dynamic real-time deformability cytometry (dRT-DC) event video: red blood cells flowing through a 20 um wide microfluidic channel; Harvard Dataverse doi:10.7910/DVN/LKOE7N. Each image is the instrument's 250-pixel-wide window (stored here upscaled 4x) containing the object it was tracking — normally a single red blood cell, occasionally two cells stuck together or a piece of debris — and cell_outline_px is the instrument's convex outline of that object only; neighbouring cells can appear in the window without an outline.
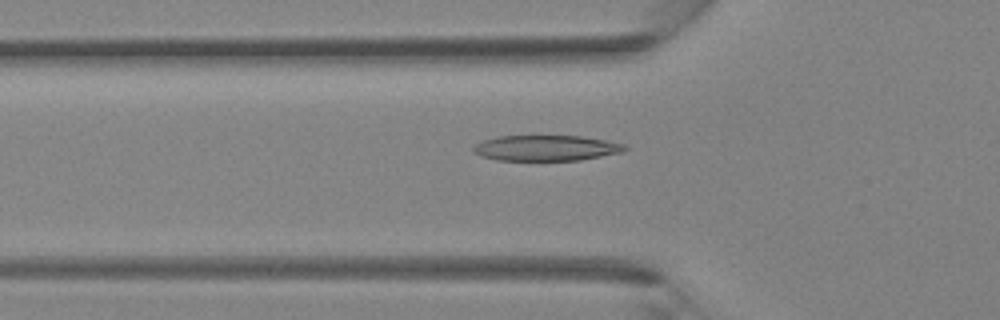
{"species": "Egyptian fruit bat (a non-hibernating species)", "species_latin": "Rousettus aegyptiacus", "temperature_condition": "room temperature", "stored_images_in_passage": 33, "camera_frame_rate_fps": 3000, "um_per_image_px": 0.085, "animal": {"sex": "female"}, "frame": {"image": 1, "passage_image": 8, "time_ms": 2.333, "image_size_px": [1000, 320], "cell_outline_px": [[628, 148], [624, 152], [580, 160], [496, 160], [480, 156], [472, 152], [472, 148], [476, 144], [484, 140], [500, 136], [580, 136], [604, 140], [624, 144]], "centroid_in_image_um": [46.41, 12.59], "position_along_channel_um": 79.4, "area_um2": 22.54}}
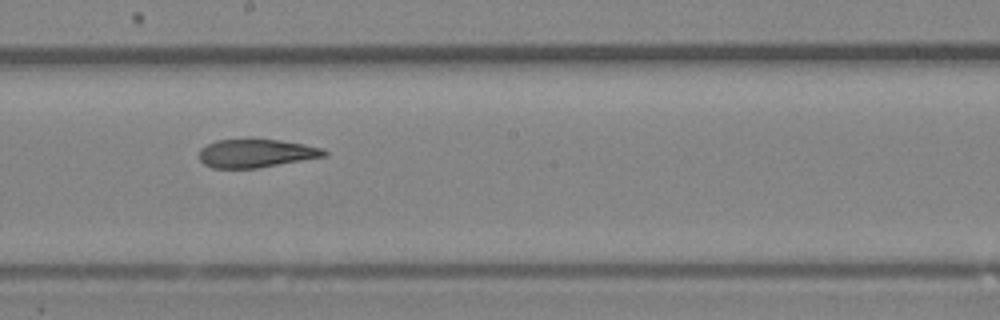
{"frame": {"image": 2, "passage_image": 17, "time_ms": 5.333, "image_size_px": [1000, 320], "cell_outline_px": [[328, 156], [256, 168], [212, 168], [204, 164], [200, 160], [200, 148], [216, 140], [248, 136], [280, 140], [304, 144], [324, 148], [328, 152]], "centroid_in_image_um": [21.77, 12.98], "position_along_channel_um": 226.4, "area_um2": 21.44}}
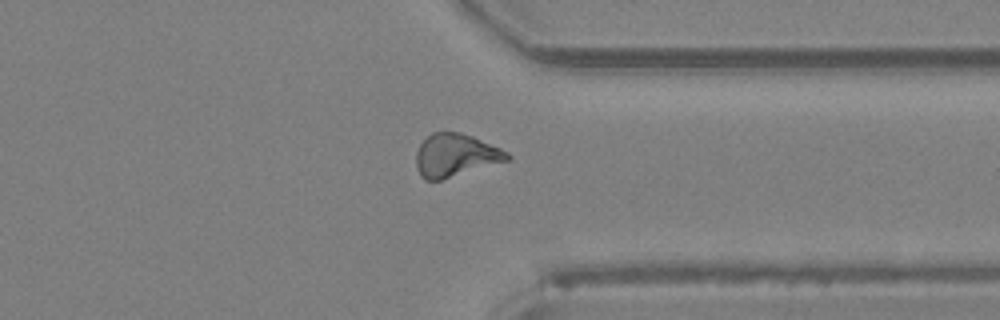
{"frame": {"image": 3, "passage_image": 26, "time_ms": 8.333, "image_size_px": [1000, 320], "cell_outline_px": [[512, 156], [508, 160], [440, 180], [424, 180], [420, 176], [416, 168], [416, 152], [420, 144], [432, 132], [460, 132], [472, 136], [500, 148], [508, 152]], "centroid_in_image_um": [38.69, 13.2], "position_along_channel_um": 372.7, "area_um2": 22.6}}